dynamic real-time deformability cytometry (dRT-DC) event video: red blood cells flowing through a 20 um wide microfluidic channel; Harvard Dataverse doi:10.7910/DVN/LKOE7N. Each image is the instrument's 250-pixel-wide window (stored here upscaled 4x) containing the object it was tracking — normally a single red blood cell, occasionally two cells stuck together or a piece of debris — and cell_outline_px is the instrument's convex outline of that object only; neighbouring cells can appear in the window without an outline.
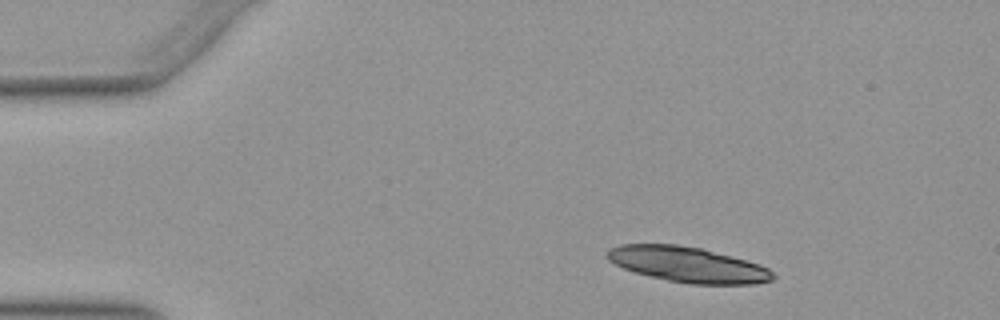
{"species": "Egyptian fruit bat (a non-hibernating species)", "species_latin": "Rousettus aegyptiacus", "temperature_condition": "warm", "stored_images_in_passage": 31, "camera_frame_rate_fps": 3000, "um_per_image_px": 0.085, "animal": {"sex": "female"}, "frame": {"image": 1, "passage_image": 1, "time_ms": 0.0, "image_size_px": [1000, 320], "cell_outline_px": [[776, 276], [772, 280], [756, 284], [692, 284], [668, 280], [636, 272], [624, 268], [608, 260], [608, 248], [620, 244], [676, 244], [700, 248], [732, 256], [760, 264], [768, 268]], "centroid_in_image_um": [58.49, 22.48], "position_along_channel_um": 26.5, "area_um2": 33.93}}